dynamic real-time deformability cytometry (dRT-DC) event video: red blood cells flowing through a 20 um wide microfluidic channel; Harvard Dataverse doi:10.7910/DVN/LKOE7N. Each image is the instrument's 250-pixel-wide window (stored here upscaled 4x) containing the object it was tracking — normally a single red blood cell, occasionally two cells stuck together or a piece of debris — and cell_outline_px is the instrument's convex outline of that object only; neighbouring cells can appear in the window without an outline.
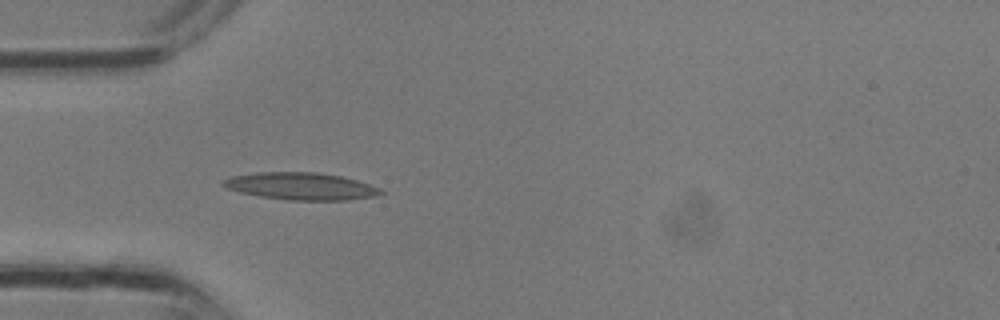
{"species": "common noctule bat (a hibernating species)", "species_latin": "Nyctalus noctula", "temperature_condition": "room temperature", "stored_images_in_passage": 32, "camera_frame_rate_fps": 3000, "um_per_image_px": 0.085, "animal": {"sex": "male", "body_mass_g": 13.3}, "frame": {"image": 1, "passage_image": 10, "time_ms": 3.0, "image_size_px": [1000, 320], "cell_outline_px": [[384, 192], [376, 196], [348, 200], [288, 200], [260, 196], [240, 192], [228, 188], [220, 184], [220, 180], [228, 176], [256, 172], [316, 172], [340, 176], [356, 180], [380, 188]], "centroid_in_image_um": [25.52, 15.82], "position_along_channel_um": 59.5, "area_um2": 25.09}}
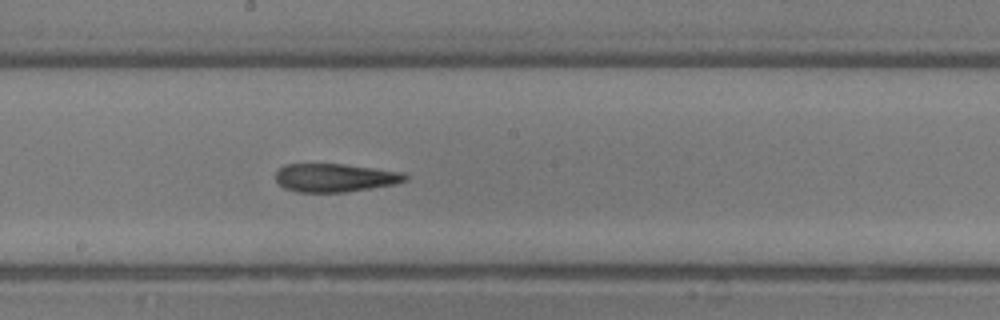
{"frame": {"image": 2, "passage_image": 18, "time_ms": 5.667, "image_size_px": [1000, 320], "cell_outline_px": [[408, 180], [396, 184], [348, 192], [296, 192], [284, 188], [276, 180], [276, 172], [284, 164], [344, 164], [404, 172], [408, 176]], "centroid_in_image_um": [28.5, 15.11], "position_along_channel_um": 219.7, "area_um2": 21.56}}
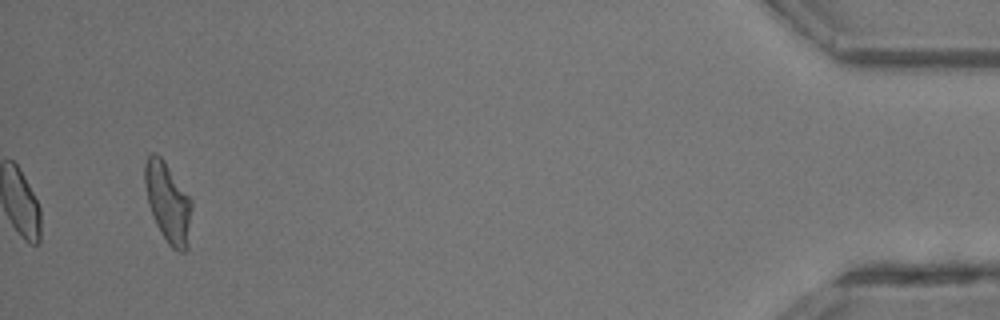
{"frame": {"image": 3, "passage_image": 32, "time_ms": 10.333, "image_size_px": [1000, 320], "cell_outline_px": [[192, 208], [188, 248], [184, 252], [180, 252], [172, 248], [168, 244], [160, 232], [156, 224], [148, 204], [144, 180], [144, 164], [148, 156], [152, 152], [156, 152], [164, 160], [192, 200]], "centroid_in_image_um": [14.28, 17.22], "position_along_channel_um": 420.9, "area_um2": 22.02}}